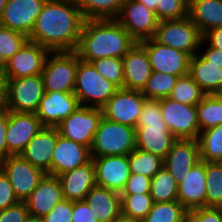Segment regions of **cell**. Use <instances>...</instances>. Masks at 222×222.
Instances as JSON below:
<instances>
[{"label": "cell", "mask_w": 222, "mask_h": 222, "mask_svg": "<svg viewBox=\"0 0 222 222\" xmlns=\"http://www.w3.org/2000/svg\"><path fill=\"white\" fill-rule=\"evenodd\" d=\"M84 21L76 0H46L28 38L50 52L75 51Z\"/></svg>", "instance_id": "1"}, {"label": "cell", "mask_w": 222, "mask_h": 222, "mask_svg": "<svg viewBox=\"0 0 222 222\" xmlns=\"http://www.w3.org/2000/svg\"><path fill=\"white\" fill-rule=\"evenodd\" d=\"M135 43L116 19L85 20L75 52L86 62L123 58Z\"/></svg>", "instance_id": "2"}, {"label": "cell", "mask_w": 222, "mask_h": 222, "mask_svg": "<svg viewBox=\"0 0 222 222\" xmlns=\"http://www.w3.org/2000/svg\"><path fill=\"white\" fill-rule=\"evenodd\" d=\"M136 148L165 159L177 138L161 113V99H146L135 128Z\"/></svg>", "instance_id": "3"}, {"label": "cell", "mask_w": 222, "mask_h": 222, "mask_svg": "<svg viewBox=\"0 0 222 222\" xmlns=\"http://www.w3.org/2000/svg\"><path fill=\"white\" fill-rule=\"evenodd\" d=\"M135 148V128L102 117L90 154L91 157L129 155Z\"/></svg>", "instance_id": "4"}, {"label": "cell", "mask_w": 222, "mask_h": 222, "mask_svg": "<svg viewBox=\"0 0 222 222\" xmlns=\"http://www.w3.org/2000/svg\"><path fill=\"white\" fill-rule=\"evenodd\" d=\"M118 89L102 77L91 62L79 58L74 94L81 106L102 108Z\"/></svg>", "instance_id": "5"}, {"label": "cell", "mask_w": 222, "mask_h": 222, "mask_svg": "<svg viewBox=\"0 0 222 222\" xmlns=\"http://www.w3.org/2000/svg\"><path fill=\"white\" fill-rule=\"evenodd\" d=\"M153 39L161 45L188 53L191 57L206 43L189 16L183 19L159 20Z\"/></svg>", "instance_id": "6"}, {"label": "cell", "mask_w": 222, "mask_h": 222, "mask_svg": "<svg viewBox=\"0 0 222 222\" xmlns=\"http://www.w3.org/2000/svg\"><path fill=\"white\" fill-rule=\"evenodd\" d=\"M47 56L42 78L45 92L74 93L79 57L75 51L51 52Z\"/></svg>", "instance_id": "7"}, {"label": "cell", "mask_w": 222, "mask_h": 222, "mask_svg": "<svg viewBox=\"0 0 222 222\" xmlns=\"http://www.w3.org/2000/svg\"><path fill=\"white\" fill-rule=\"evenodd\" d=\"M44 92L41 74L6 79L5 108L17 113H36Z\"/></svg>", "instance_id": "8"}, {"label": "cell", "mask_w": 222, "mask_h": 222, "mask_svg": "<svg viewBox=\"0 0 222 222\" xmlns=\"http://www.w3.org/2000/svg\"><path fill=\"white\" fill-rule=\"evenodd\" d=\"M102 117L101 108L80 106L56 128L63 137L90 149Z\"/></svg>", "instance_id": "9"}, {"label": "cell", "mask_w": 222, "mask_h": 222, "mask_svg": "<svg viewBox=\"0 0 222 222\" xmlns=\"http://www.w3.org/2000/svg\"><path fill=\"white\" fill-rule=\"evenodd\" d=\"M161 113L169 131L177 139L197 140L200 128L196 106L182 104L167 97L161 99Z\"/></svg>", "instance_id": "10"}, {"label": "cell", "mask_w": 222, "mask_h": 222, "mask_svg": "<svg viewBox=\"0 0 222 222\" xmlns=\"http://www.w3.org/2000/svg\"><path fill=\"white\" fill-rule=\"evenodd\" d=\"M0 169L8 177L20 202H24L29 197L46 174L30 164L21 155H10L0 161Z\"/></svg>", "instance_id": "11"}, {"label": "cell", "mask_w": 222, "mask_h": 222, "mask_svg": "<svg viewBox=\"0 0 222 222\" xmlns=\"http://www.w3.org/2000/svg\"><path fill=\"white\" fill-rule=\"evenodd\" d=\"M146 99L141 91L119 88L101 108L103 117L136 128Z\"/></svg>", "instance_id": "12"}, {"label": "cell", "mask_w": 222, "mask_h": 222, "mask_svg": "<svg viewBox=\"0 0 222 222\" xmlns=\"http://www.w3.org/2000/svg\"><path fill=\"white\" fill-rule=\"evenodd\" d=\"M116 20L136 43L153 38L159 21L154 11L137 0H126Z\"/></svg>", "instance_id": "13"}, {"label": "cell", "mask_w": 222, "mask_h": 222, "mask_svg": "<svg viewBox=\"0 0 222 222\" xmlns=\"http://www.w3.org/2000/svg\"><path fill=\"white\" fill-rule=\"evenodd\" d=\"M147 52L152 71L175 75L189 74L191 56L188 53L164 46L153 38L139 43Z\"/></svg>", "instance_id": "14"}, {"label": "cell", "mask_w": 222, "mask_h": 222, "mask_svg": "<svg viewBox=\"0 0 222 222\" xmlns=\"http://www.w3.org/2000/svg\"><path fill=\"white\" fill-rule=\"evenodd\" d=\"M51 52L38 43L27 41L6 61L3 73L6 79L30 77L42 74L47 56Z\"/></svg>", "instance_id": "15"}, {"label": "cell", "mask_w": 222, "mask_h": 222, "mask_svg": "<svg viewBox=\"0 0 222 222\" xmlns=\"http://www.w3.org/2000/svg\"><path fill=\"white\" fill-rule=\"evenodd\" d=\"M44 128L36 113L8 111L6 128L7 157L20 155L28 142Z\"/></svg>", "instance_id": "16"}, {"label": "cell", "mask_w": 222, "mask_h": 222, "mask_svg": "<svg viewBox=\"0 0 222 222\" xmlns=\"http://www.w3.org/2000/svg\"><path fill=\"white\" fill-rule=\"evenodd\" d=\"M46 0H6L0 25L30 36Z\"/></svg>", "instance_id": "17"}, {"label": "cell", "mask_w": 222, "mask_h": 222, "mask_svg": "<svg viewBox=\"0 0 222 222\" xmlns=\"http://www.w3.org/2000/svg\"><path fill=\"white\" fill-rule=\"evenodd\" d=\"M96 185L121 193L130 177L128 155L91 157Z\"/></svg>", "instance_id": "18"}, {"label": "cell", "mask_w": 222, "mask_h": 222, "mask_svg": "<svg viewBox=\"0 0 222 222\" xmlns=\"http://www.w3.org/2000/svg\"><path fill=\"white\" fill-rule=\"evenodd\" d=\"M81 105L71 92H44L37 117L44 127H56Z\"/></svg>", "instance_id": "19"}, {"label": "cell", "mask_w": 222, "mask_h": 222, "mask_svg": "<svg viewBox=\"0 0 222 222\" xmlns=\"http://www.w3.org/2000/svg\"><path fill=\"white\" fill-rule=\"evenodd\" d=\"M177 200L189 211L206 207V162L200 160L177 184Z\"/></svg>", "instance_id": "20"}, {"label": "cell", "mask_w": 222, "mask_h": 222, "mask_svg": "<svg viewBox=\"0 0 222 222\" xmlns=\"http://www.w3.org/2000/svg\"><path fill=\"white\" fill-rule=\"evenodd\" d=\"M57 137L56 127H44L28 142L20 155L36 168L52 175V154Z\"/></svg>", "instance_id": "21"}, {"label": "cell", "mask_w": 222, "mask_h": 222, "mask_svg": "<svg viewBox=\"0 0 222 222\" xmlns=\"http://www.w3.org/2000/svg\"><path fill=\"white\" fill-rule=\"evenodd\" d=\"M52 155L53 176H59L76 167L85 165L92 159L88 147L67 139L59 133Z\"/></svg>", "instance_id": "22"}, {"label": "cell", "mask_w": 222, "mask_h": 222, "mask_svg": "<svg viewBox=\"0 0 222 222\" xmlns=\"http://www.w3.org/2000/svg\"><path fill=\"white\" fill-rule=\"evenodd\" d=\"M200 161L196 139H177L164 159V166L177 183Z\"/></svg>", "instance_id": "23"}, {"label": "cell", "mask_w": 222, "mask_h": 222, "mask_svg": "<svg viewBox=\"0 0 222 222\" xmlns=\"http://www.w3.org/2000/svg\"><path fill=\"white\" fill-rule=\"evenodd\" d=\"M63 198L61 183L58 176L45 174L38 186L24 201L29 214L44 217Z\"/></svg>", "instance_id": "24"}, {"label": "cell", "mask_w": 222, "mask_h": 222, "mask_svg": "<svg viewBox=\"0 0 222 222\" xmlns=\"http://www.w3.org/2000/svg\"><path fill=\"white\" fill-rule=\"evenodd\" d=\"M122 61L124 89L142 91L153 72L146 50L135 43Z\"/></svg>", "instance_id": "25"}, {"label": "cell", "mask_w": 222, "mask_h": 222, "mask_svg": "<svg viewBox=\"0 0 222 222\" xmlns=\"http://www.w3.org/2000/svg\"><path fill=\"white\" fill-rule=\"evenodd\" d=\"M58 179L64 199L72 202L85 200L87 193L96 185L93 160L59 175Z\"/></svg>", "instance_id": "26"}, {"label": "cell", "mask_w": 222, "mask_h": 222, "mask_svg": "<svg viewBox=\"0 0 222 222\" xmlns=\"http://www.w3.org/2000/svg\"><path fill=\"white\" fill-rule=\"evenodd\" d=\"M85 201L98 222H117L121 217L120 194L95 185L86 195Z\"/></svg>", "instance_id": "27"}, {"label": "cell", "mask_w": 222, "mask_h": 222, "mask_svg": "<svg viewBox=\"0 0 222 222\" xmlns=\"http://www.w3.org/2000/svg\"><path fill=\"white\" fill-rule=\"evenodd\" d=\"M197 54L190 59L189 75L206 95L222 94V68Z\"/></svg>", "instance_id": "28"}, {"label": "cell", "mask_w": 222, "mask_h": 222, "mask_svg": "<svg viewBox=\"0 0 222 222\" xmlns=\"http://www.w3.org/2000/svg\"><path fill=\"white\" fill-rule=\"evenodd\" d=\"M188 16L202 35L222 27V0H192L189 2Z\"/></svg>", "instance_id": "29"}, {"label": "cell", "mask_w": 222, "mask_h": 222, "mask_svg": "<svg viewBox=\"0 0 222 222\" xmlns=\"http://www.w3.org/2000/svg\"><path fill=\"white\" fill-rule=\"evenodd\" d=\"M126 0H76L85 20L116 19Z\"/></svg>", "instance_id": "30"}, {"label": "cell", "mask_w": 222, "mask_h": 222, "mask_svg": "<svg viewBox=\"0 0 222 222\" xmlns=\"http://www.w3.org/2000/svg\"><path fill=\"white\" fill-rule=\"evenodd\" d=\"M196 108L200 132L222 124V94L205 95Z\"/></svg>", "instance_id": "31"}, {"label": "cell", "mask_w": 222, "mask_h": 222, "mask_svg": "<svg viewBox=\"0 0 222 222\" xmlns=\"http://www.w3.org/2000/svg\"><path fill=\"white\" fill-rule=\"evenodd\" d=\"M200 160L205 162H222V124L201 131L197 138Z\"/></svg>", "instance_id": "32"}, {"label": "cell", "mask_w": 222, "mask_h": 222, "mask_svg": "<svg viewBox=\"0 0 222 222\" xmlns=\"http://www.w3.org/2000/svg\"><path fill=\"white\" fill-rule=\"evenodd\" d=\"M177 182L163 166L152 178L150 195L154 203L177 200Z\"/></svg>", "instance_id": "33"}, {"label": "cell", "mask_w": 222, "mask_h": 222, "mask_svg": "<svg viewBox=\"0 0 222 222\" xmlns=\"http://www.w3.org/2000/svg\"><path fill=\"white\" fill-rule=\"evenodd\" d=\"M121 215L127 219L143 220L152 209L150 193L120 194Z\"/></svg>", "instance_id": "34"}, {"label": "cell", "mask_w": 222, "mask_h": 222, "mask_svg": "<svg viewBox=\"0 0 222 222\" xmlns=\"http://www.w3.org/2000/svg\"><path fill=\"white\" fill-rule=\"evenodd\" d=\"M188 210L178 201L153 203L144 222H183Z\"/></svg>", "instance_id": "35"}, {"label": "cell", "mask_w": 222, "mask_h": 222, "mask_svg": "<svg viewBox=\"0 0 222 222\" xmlns=\"http://www.w3.org/2000/svg\"><path fill=\"white\" fill-rule=\"evenodd\" d=\"M205 95L200 86L187 74L178 78L168 98L182 104L196 106Z\"/></svg>", "instance_id": "36"}, {"label": "cell", "mask_w": 222, "mask_h": 222, "mask_svg": "<svg viewBox=\"0 0 222 222\" xmlns=\"http://www.w3.org/2000/svg\"><path fill=\"white\" fill-rule=\"evenodd\" d=\"M130 172L152 178L163 166L164 159L135 148L128 155Z\"/></svg>", "instance_id": "37"}, {"label": "cell", "mask_w": 222, "mask_h": 222, "mask_svg": "<svg viewBox=\"0 0 222 222\" xmlns=\"http://www.w3.org/2000/svg\"><path fill=\"white\" fill-rule=\"evenodd\" d=\"M206 207L222 208V162H206Z\"/></svg>", "instance_id": "38"}, {"label": "cell", "mask_w": 222, "mask_h": 222, "mask_svg": "<svg viewBox=\"0 0 222 222\" xmlns=\"http://www.w3.org/2000/svg\"><path fill=\"white\" fill-rule=\"evenodd\" d=\"M178 78L179 77L175 75L153 71L141 92L148 99L167 98Z\"/></svg>", "instance_id": "39"}, {"label": "cell", "mask_w": 222, "mask_h": 222, "mask_svg": "<svg viewBox=\"0 0 222 222\" xmlns=\"http://www.w3.org/2000/svg\"><path fill=\"white\" fill-rule=\"evenodd\" d=\"M99 74L118 88H124L122 58L105 57L91 62Z\"/></svg>", "instance_id": "40"}, {"label": "cell", "mask_w": 222, "mask_h": 222, "mask_svg": "<svg viewBox=\"0 0 222 222\" xmlns=\"http://www.w3.org/2000/svg\"><path fill=\"white\" fill-rule=\"evenodd\" d=\"M29 38L18 32L0 25V55L8 61L16 54Z\"/></svg>", "instance_id": "41"}, {"label": "cell", "mask_w": 222, "mask_h": 222, "mask_svg": "<svg viewBox=\"0 0 222 222\" xmlns=\"http://www.w3.org/2000/svg\"><path fill=\"white\" fill-rule=\"evenodd\" d=\"M189 3L186 0H157L158 20L183 19L188 16Z\"/></svg>", "instance_id": "42"}, {"label": "cell", "mask_w": 222, "mask_h": 222, "mask_svg": "<svg viewBox=\"0 0 222 222\" xmlns=\"http://www.w3.org/2000/svg\"><path fill=\"white\" fill-rule=\"evenodd\" d=\"M203 40L209 42V46L201 55L212 63L222 68V27L214 28L203 35Z\"/></svg>", "instance_id": "43"}, {"label": "cell", "mask_w": 222, "mask_h": 222, "mask_svg": "<svg viewBox=\"0 0 222 222\" xmlns=\"http://www.w3.org/2000/svg\"><path fill=\"white\" fill-rule=\"evenodd\" d=\"M187 222H222V208L201 207L189 210L186 215Z\"/></svg>", "instance_id": "44"}, {"label": "cell", "mask_w": 222, "mask_h": 222, "mask_svg": "<svg viewBox=\"0 0 222 222\" xmlns=\"http://www.w3.org/2000/svg\"><path fill=\"white\" fill-rule=\"evenodd\" d=\"M73 202L62 199L46 216L44 222H72Z\"/></svg>", "instance_id": "45"}, {"label": "cell", "mask_w": 222, "mask_h": 222, "mask_svg": "<svg viewBox=\"0 0 222 222\" xmlns=\"http://www.w3.org/2000/svg\"><path fill=\"white\" fill-rule=\"evenodd\" d=\"M151 178L131 173L120 194L150 193Z\"/></svg>", "instance_id": "46"}, {"label": "cell", "mask_w": 222, "mask_h": 222, "mask_svg": "<svg viewBox=\"0 0 222 222\" xmlns=\"http://www.w3.org/2000/svg\"><path fill=\"white\" fill-rule=\"evenodd\" d=\"M18 202L19 200L15 195L8 177L0 169V211L17 204Z\"/></svg>", "instance_id": "47"}, {"label": "cell", "mask_w": 222, "mask_h": 222, "mask_svg": "<svg viewBox=\"0 0 222 222\" xmlns=\"http://www.w3.org/2000/svg\"><path fill=\"white\" fill-rule=\"evenodd\" d=\"M29 212L25 202L17 204L0 211V222H23Z\"/></svg>", "instance_id": "48"}, {"label": "cell", "mask_w": 222, "mask_h": 222, "mask_svg": "<svg viewBox=\"0 0 222 222\" xmlns=\"http://www.w3.org/2000/svg\"><path fill=\"white\" fill-rule=\"evenodd\" d=\"M72 222H98L96 216L85 200L74 201Z\"/></svg>", "instance_id": "49"}, {"label": "cell", "mask_w": 222, "mask_h": 222, "mask_svg": "<svg viewBox=\"0 0 222 222\" xmlns=\"http://www.w3.org/2000/svg\"><path fill=\"white\" fill-rule=\"evenodd\" d=\"M8 122V110L6 108L0 109V161L7 158L6 145V128Z\"/></svg>", "instance_id": "50"}, {"label": "cell", "mask_w": 222, "mask_h": 222, "mask_svg": "<svg viewBox=\"0 0 222 222\" xmlns=\"http://www.w3.org/2000/svg\"><path fill=\"white\" fill-rule=\"evenodd\" d=\"M6 99V77L2 70H0V109L5 108Z\"/></svg>", "instance_id": "51"}, {"label": "cell", "mask_w": 222, "mask_h": 222, "mask_svg": "<svg viewBox=\"0 0 222 222\" xmlns=\"http://www.w3.org/2000/svg\"><path fill=\"white\" fill-rule=\"evenodd\" d=\"M137 1L145 5L148 9L154 11L156 15L157 0H137Z\"/></svg>", "instance_id": "52"}, {"label": "cell", "mask_w": 222, "mask_h": 222, "mask_svg": "<svg viewBox=\"0 0 222 222\" xmlns=\"http://www.w3.org/2000/svg\"><path fill=\"white\" fill-rule=\"evenodd\" d=\"M23 222H44L42 217L28 214Z\"/></svg>", "instance_id": "53"}, {"label": "cell", "mask_w": 222, "mask_h": 222, "mask_svg": "<svg viewBox=\"0 0 222 222\" xmlns=\"http://www.w3.org/2000/svg\"><path fill=\"white\" fill-rule=\"evenodd\" d=\"M117 222H144V221L136 220V219H127V218L121 217Z\"/></svg>", "instance_id": "54"}, {"label": "cell", "mask_w": 222, "mask_h": 222, "mask_svg": "<svg viewBox=\"0 0 222 222\" xmlns=\"http://www.w3.org/2000/svg\"><path fill=\"white\" fill-rule=\"evenodd\" d=\"M5 65H6V61L4 60L3 55H0V70L3 71L5 68Z\"/></svg>", "instance_id": "55"}, {"label": "cell", "mask_w": 222, "mask_h": 222, "mask_svg": "<svg viewBox=\"0 0 222 222\" xmlns=\"http://www.w3.org/2000/svg\"><path fill=\"white\" fill-rule=\"evenodd\" d=\"M5 4H6V0H0V18L3 14V10H4V7H5Z\"/></svg>", "instance_id": "56"}]
</instances>
